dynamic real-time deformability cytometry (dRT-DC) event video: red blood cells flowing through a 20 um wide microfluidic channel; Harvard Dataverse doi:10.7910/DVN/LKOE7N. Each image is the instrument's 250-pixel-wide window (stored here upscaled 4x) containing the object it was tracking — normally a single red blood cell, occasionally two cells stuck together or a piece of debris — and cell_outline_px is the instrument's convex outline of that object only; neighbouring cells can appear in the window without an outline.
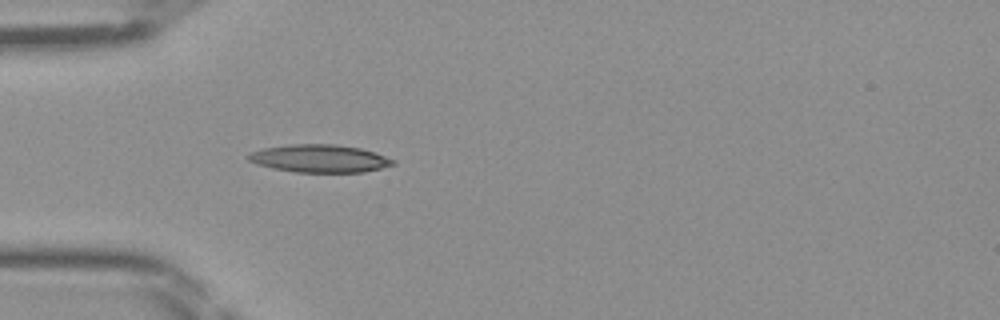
{"species": "Egyptian fruit bat (a non-hibernating species)", "species_latin": "Rousettus aegyptiacus", "temperature_condition": "room temperature", "stored_images_in_passage": 27, "camera_frame_rate_fps": 3000, "um_per_image_px": 0.085, "frame": {"image": 1, "passage_image": 1, "time_ms": 0.0, "image_size_px": [1000, 320], "cell_outline_px": [[396, 164], [364, 172], [296, 172], [272, 168], [256, 164], [248, 160], [244, 156], [248, 152], [264, 148], [292, 144], [336, 144], [360, 148], [376, 152], [396, 160]], "centroid_in_image_um": [27.15, 13.47], "position_along_channel_um": 57.8, "area_um2": 23.64}}
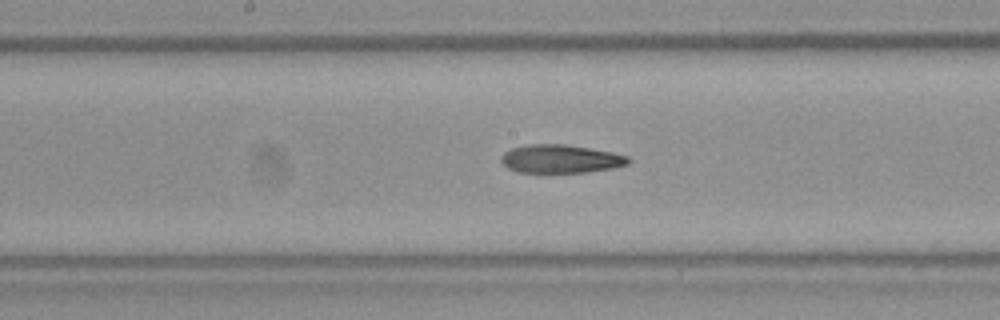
{"frame": {"image": 2, "passage_image": 11, "time_ms": 3.333, "image_size_px": [1000, 320], "cell_outline_px": [[632, 160], [628, 164], [612, 168], [588, 172], [516, 172], [508, 168], [500, 160], [500, 156], [504, 152], [512, 148], [528, 144], [564, 144], [612, 152], [628, 156]], "centroid_in_image_um": [47.64, 13.5], "position_along_channel_um": 200.6, "area_um2": 20.98}}
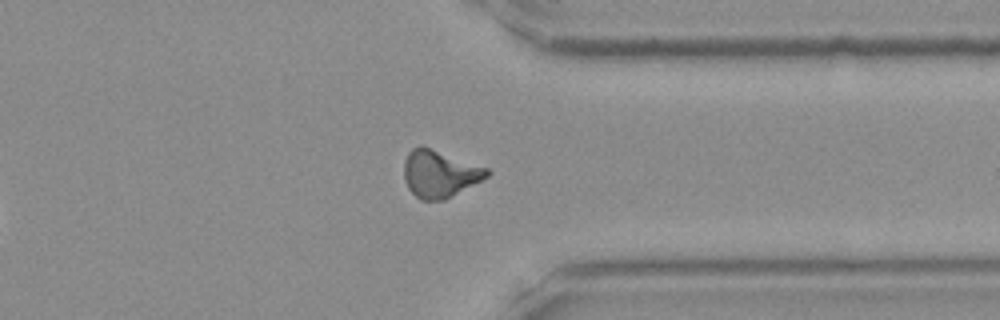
{"frame": {"image": 3, "passage_image": 23, "time_ms": 7.333, "image_size_px": [1000, 320], "cell_outline_px": [[492, 172], [488, 176], [444, 200], [420, 200], [408, 188], [404, 180], [404, 160], [408, 152], [412, 148], [420, 144], [488, 168]], "centroid_in_image_um": [37.34, 14.75], "position_along_channel_um": 374.1, "area_um2": 22.77}}